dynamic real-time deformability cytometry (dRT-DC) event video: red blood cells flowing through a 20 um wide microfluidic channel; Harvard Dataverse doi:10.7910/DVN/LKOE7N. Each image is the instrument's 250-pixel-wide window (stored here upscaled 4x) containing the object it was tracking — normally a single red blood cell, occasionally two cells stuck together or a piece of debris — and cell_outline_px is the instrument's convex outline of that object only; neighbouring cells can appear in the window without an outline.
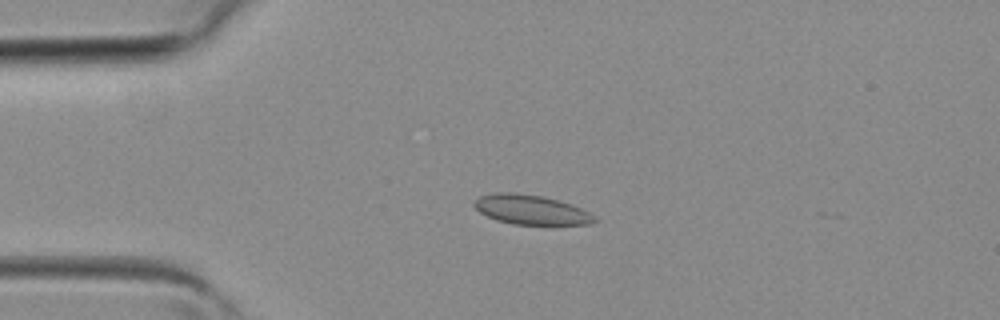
{"species": "common noctule bat (a hibernating species)", "species_latin": "Nyctalus noctula", "temperature_condition": "room temperature", "stored_images_in_passage": 3, "camera_frame_rate_fps": 3000, "um_per_image_px": 0.085, "animal": {"sex": "female", "body_mass_g": 19.3, "forearm_length_mm": 54.1}, "frame": {"image": 1, "passage_image": 2, "time_ms": 0.333, "image_size_px": [1000, 320], "cell_outline_px": [[600, 220], [592, 224], [552, 228], [512, 224], [496, 220], [480, 212], [472, 204], [472, 200], [480, 196], [496, 192], [516, 192], [544, 196], [572, 204], [596, 216]], "centroid_in_image_um": [45.23, 17.88], "position_along_channel_um": 39.8, "area_um2": 22.08}}